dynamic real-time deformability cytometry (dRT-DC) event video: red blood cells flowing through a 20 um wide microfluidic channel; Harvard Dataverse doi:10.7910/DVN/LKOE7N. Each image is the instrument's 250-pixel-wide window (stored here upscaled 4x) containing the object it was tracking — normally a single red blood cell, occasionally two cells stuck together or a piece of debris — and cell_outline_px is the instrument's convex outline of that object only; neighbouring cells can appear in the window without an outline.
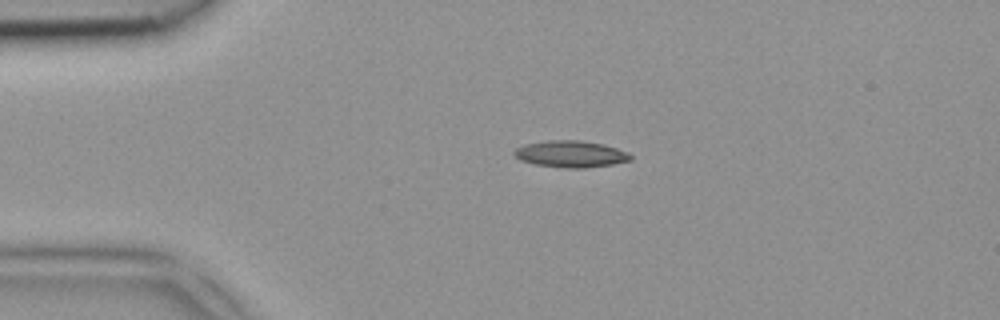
{"species": "common noctule bat (a hibernating species)", "species_latin": "Nyctalus noctula", "temperature_condition": "room temperature", "stored_images_in_passage": 1, "camera_frame_rate_fps": 3000, "um_per_image_px": 0.085, "animal": {"sex": "female", "body_mass_g": 18.4}, "frame": {"image": 1, "passage_image": 1, "time_ms": 0.0, "image_size_px": [1000, 320], "cell_outline_px": [[632, 160], [612, 164], [584, 168], [568, 168], [536, 164], [520, 160], [512, 152], [516, 148], [528, 144], [548, 140], [580, 140], [604, 144], [628, 152], [632, 156]], "centroid_in_image_um": [48.54, 13.09], "position_along_channel_um": 36.5, "area_um2": 17.92}}